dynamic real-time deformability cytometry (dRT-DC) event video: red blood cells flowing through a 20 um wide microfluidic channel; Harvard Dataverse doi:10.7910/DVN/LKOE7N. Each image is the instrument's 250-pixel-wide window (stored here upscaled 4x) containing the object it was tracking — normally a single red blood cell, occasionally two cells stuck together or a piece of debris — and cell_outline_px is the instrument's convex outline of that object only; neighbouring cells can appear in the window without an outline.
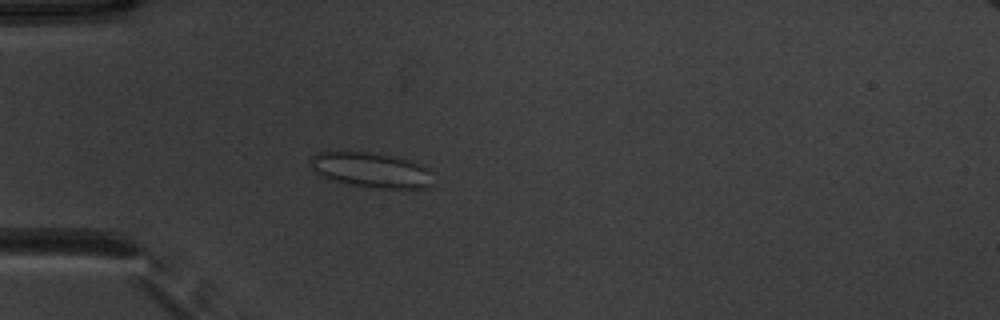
{"species": "common noctule bat (a hibernating species)", "species_latin": "Nyctalus noctula", "temperature_condition": "warm", "stored_images_in_passage": 53, "camera_frame_rate_fps": 3000, "um_per_image_px": 0.085, "animal": {"sex": "male", "body_mass_g": 20.1, "forearm_length_mm": 53.5}, "frame": {"image": 1, "passage_image": 16, "time_ms": 5.0, "image_size_px": [1000, 320], "cell_outline_px": [[432, 184], [428, 188], [380, 188], [352, 184], [320, 176], [312, 168], [308, 160], [308, 156], [316, 152], [368, 152], [396, 156], [420, 164], [428, 168]], "centroid_in_image_um": [31.51, 14.43], "position_along_channel_um": 53.5, "area_um2": 24.91}}
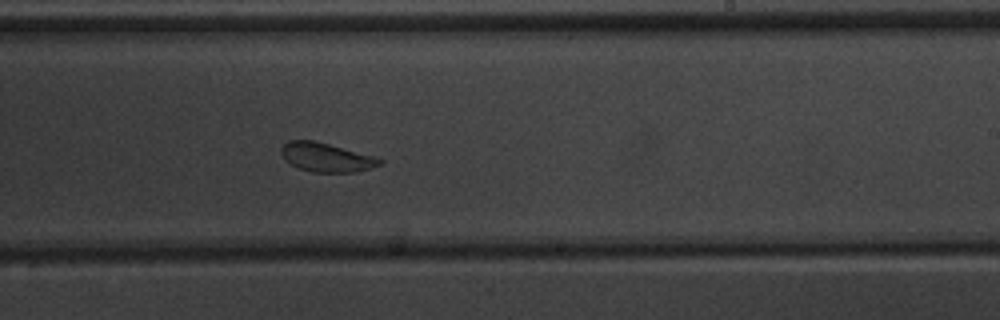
{"frame": {"image": 2, "passage_image": 33, "time_ms": 10.667, "image_size_px": [1000, 320], "cell_outline_px": [[384, 164], [372, 168], [356, 172], [312, 172], [296, 168], [284, 160], [280, 152], [280, 148], [288, 140], [316, 140], [376, 156], [384, 160]], "centroid_in_image_um": [27.75, 13.37], "position_along_channel_um": 261.2, "area_um2": 17.17}}
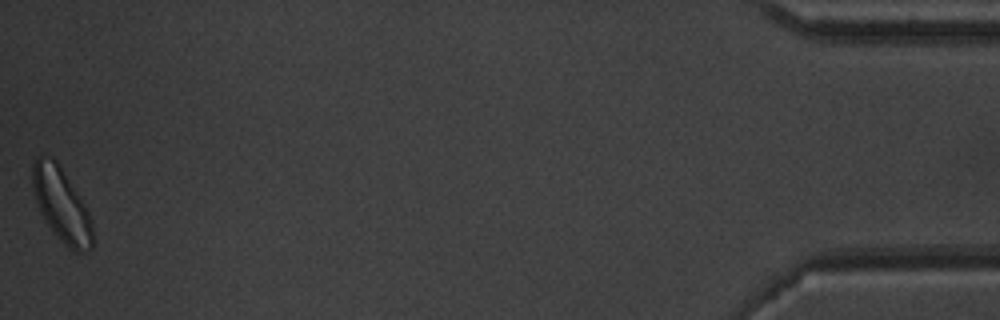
{"frame": {"image": 3, "passage_image": 53, "time_ms": 17.333, "image_size_px": [1000, 320], "cell_outline_px": [[92, 248], [84, 252], [72, 252], [52, 232], [40, 212], [32, 188], [32, 164], [36, 156], [52, 156], [56, 160], [88, 212], [92, 220]], "centroid_in_image_um": [5.2, 17.43], "position_along_channel_um": 430.0, "area_um2": 25.61}, "authors_computed_cell_mechanics": {"area_um2": 20.7502, "velocity_mm_per_s": 3.8641, "shape_relaxation_time_tau1_ms": 4.3132, "shape_relaxation_time_tau2_ms": 1.0732, "deformation_change_tau1": 0.0618, "deformation_change_tau2": 0.0628}}